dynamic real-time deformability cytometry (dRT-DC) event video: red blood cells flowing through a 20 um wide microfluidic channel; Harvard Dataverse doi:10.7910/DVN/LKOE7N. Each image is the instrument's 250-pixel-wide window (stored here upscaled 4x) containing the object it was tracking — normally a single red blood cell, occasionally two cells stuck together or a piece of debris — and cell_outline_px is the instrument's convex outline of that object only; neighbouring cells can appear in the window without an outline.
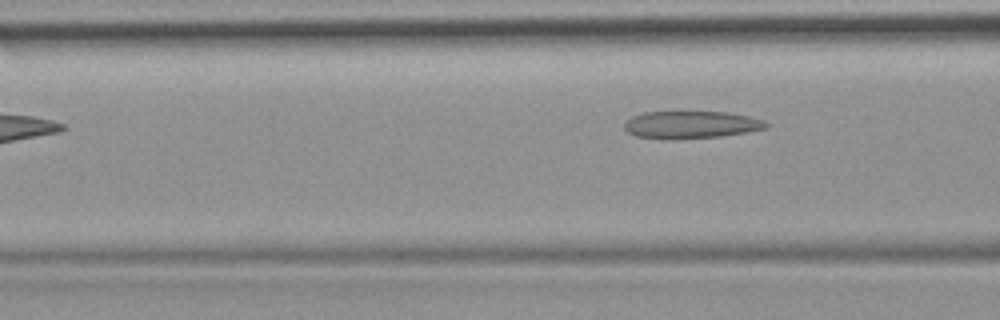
{"species": "common noctule bat (a hibernating species)", "species_latin": "Nyctalus noctula", "temperature_condition": "room temperature", "stored_images_in_passage": 4, "camera_frame_rate_fps": 3000, "um_per_image_px": 0.085, "animal": {"sex": "female", "body_mass_g": 19.9}, "frame": {"image": 1, "passage_image": 4, "time_ms": 3.333, "image_size_px": [1000, 320], "cell_outline_px": [[772, 124], [768, 128], [748, 132], [720, 136], [664, 140], [636, 136], [628, 132], [624, 128], [624, 124], [632, 116], [644, 112], [728, 112], [748, 116], [764, 120]], "centroid_in_image_um": [58.77, 10.61], "position_along_channel_um": 107.8, "area_um2": 22.83}}